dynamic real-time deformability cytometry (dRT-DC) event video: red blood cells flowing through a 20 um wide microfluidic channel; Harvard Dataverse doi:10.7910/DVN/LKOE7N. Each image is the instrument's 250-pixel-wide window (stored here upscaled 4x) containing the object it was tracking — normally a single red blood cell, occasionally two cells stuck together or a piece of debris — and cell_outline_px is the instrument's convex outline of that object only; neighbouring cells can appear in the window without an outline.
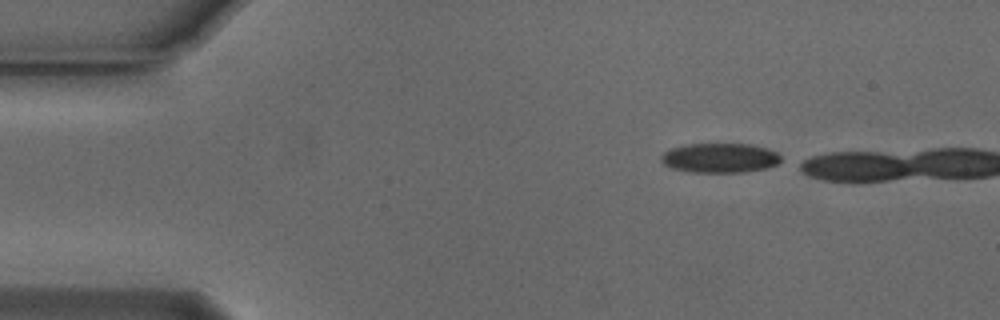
{"species": "Egyptian fruit bat (a non-hibernating species)", "species_latin": "Rousettus aegyptiacus", "temperature_condition": "cold", "stored_images_in_passage": 8, "camera_frame_rate_fps": 3000, "um_per_image_px": 0.085, "animal": {"sex": "male"}, "frame": {"image": 1, "passage_image": 1, "time_ms": 0.0, "image_size_px": [1000, 320], "cell_outline_px": [[780, 160], [776, 164], [768, 168], [744, 172], [692, 172], [672, 168], [664, 164], [660, 160], [660, 156], [664, 152], [672, 148], [684, 144], [752, 144], [768, 148], [776, 152], [780, 156]], "centroid_in_image_um": [61.18, 13.42], "position_along_channel_um": 23.8, "area_um2": 20.69}}